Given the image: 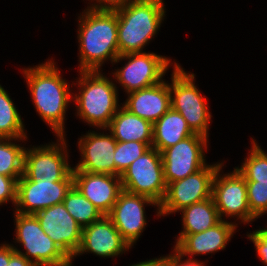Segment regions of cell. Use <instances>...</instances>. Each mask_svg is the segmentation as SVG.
I'll return each mask as SVG.
<instances>
[{"mask_svg":"<svg viewBox=\"0 0 267 266\" xmlns=\"http://www.w3.org/2000/svg\"><path fill=\"white\" fill-rule=\"evenodd\" d=\"M21 70L37 115L55 137L67 136L66 111L72 103L73 83L67 82L52 57Z\"/></svg>","mask_w":267,"mask_h":266,"instance_id":"1","label":"cell"},{"mask_svg":"<svg viewBox=\"0 0 267 266\" xmlns=\"http://www.w3.org/2000/svg\"><path fill=\"white\" fill-rule=\"evenodd\" d=\"M78 71L101 70L120 55L116 10L85 8L78 14Z\"/></svg>","mask_w":267,"mask_h":266,"instance_id":"2","label":"cell"},{"mask_svg":"<svg viewBox=\"0 0 267 266\" xmlns=\"http://www.w3.org/2000/svg\"><path fill=\"white\" fill-rule=\"evenodd\" d=\"M102 71H77L76 81H71L77 87L72 98L75 116L95 129L107 128L122 106L113 77Z\"/></svg>","mask_w":267,"mask_h":266,"instance_id":"3","label":"cell"},{"mask_svg":"<svg viewBox=\"0 0 267 266\" xmlns=\"http://www.w3.org/2000/svg\"><path fill=\"white\" fill-rule=\"evenodd\" d=\"M165 7L164 0H129L115 9L120 55L144 52L167 19Z\"/></svg>","mask_w":267,"mask_h":266,"instance_id":"4","label":"cell"},{"mask_svg":"<svg viewBox=\"0 0 267 266\" xmlns=\"http://www.w3.org/2000/svg\"><path fill=\"white\" fill-rule=\"evenodd\" d=\"M170 76L171 108L183 116L193 133L209 138L213 116L208 99L197 87L196 74L178 64Z\"/></svg>","mask_w":267,"mask_h":266,"instance_id":"5","label":"cell"},{"mask_svg":"<svg viewBox=\"0 0 267 266\" xmlns=\"http://www.w3.org/2000/svg\"><path fill=\"white\" fill-rule=\"evenodd\" d=\"M123 61L124 65L112 70L110 75H112L117 89L122 87L125 94L162 82L169 68L179 64L177 63L179 61H175V59L172 61L168 56L144 51L119 55L112 67L120 62L122 64Z\"/></svg>","mask_w":267,"mask_h":266,"instance_id":"6","label":"cell"},{"mask_svg":"<svg viewBox=\"0 0 267 266\" xmlns=\"http://www.w3.org/2000/svg\"><path fill=\"white\" fill-rule=\"evenodd\" d=\"M13 215L15 237L11 245L17 253L36 266H72L71 260L44 232L36 215L17 212Z\"/></svg>","mask_w":267,"mask_h":266,"instance_id":"7","label":"cell"},{"mask_svg":"<svg viewBox=\"0 0 267 266\" xmlns=\"http://www.w3.org/2000/svg\"><path fill=\"white\" fill-rule=\"evenodd\" d=\"M56 142L29 145L25 148L23 175L31 181H62L72 171L67 137H55ZM72 165V166H71Z\"/></svg>","mask_w":267,"mask_h":266,"instance_id":"8","label":"cell"},{"mask_svg":"<svg viewBox=\"0 0 267 266\" xmlns=\"http://www.w3.org/2000/svg\"><path fill=\"white\" fill-rule=\"evenodd\" d=\"M225 166L222 164L217 169L212 183V197L220 219L230 221L234 218L237 225L252 224L257 218L248 206L246 180L236 168L224 174L222 169Z\"/></svg>","mask_w":267,"mask_h":266,"instance_id":"9","label":"cell"},{"mask_svg":"<svg viewBox=\"0 0 267 266\" xmlns=\"http://www.w3.org/2000/svg\"><path fill=\"white\" fill-rule=\"evenodd\" d=\"M123 190L144 195L160 204L166 193L161 153L152 146L122 173Z\"/></svg>","mask_w":267,"mask_h":266,"instance_id":"10","label":"cell"},{"mask_svg":"<svg viewBox=\"0 0 267 266\" xmlns=\"http://www.w3.org/2000/svg\"><path fill=\"white\" fill-rule=\"evenodd\" d=\"M220 161V162H219ZM182 180L167 185L165 197L159 204V215L164 218L183 208L212 197V183L217 169L225 163L219 160Z\"/></svg>","mask_w":267,"mask_h":266,"instance_id":"11","label":"cell"},{"mask_svg":"<svg viewBox=\"0 0 267 266\" xmlns=\"http://www.w3.org/2000/svg\"><path fill=\"white\" fill-rule=\"evenodd\" d=\"M209 138L200 134L177 142L161 152L166 184L182 180L205 167Z\"/></svg>","mask_w":267,"mask_h":266,"instance_id":"12","label":"cell"},{"mask_svg":"<svg viewBox=\"0 0 267 266\" xmlns=\"http://www.w3.org/2000/svg\"><path fill=\"white\" fill-rule=\"evenodd\" d=\"M156 207L155 216L160 218L159 204L153 199L123 190L107 215L119 231L123 239L132 248L148 226L145 207Z\"/></svg>","mask_w":267,"mask_h":266,"instance_id":"13","label":"cell"},{"mask_svg":"<svg viewBox=\"0 0 267 266\" xmlns=\"http://www.w3.org/2000/svg\"><path fill=\"white\" fill-rule=\"evenodd\" d=\"M72 186V172L58 182L31 181L22 175L17 181V201L13 211L35 215L45 208L62 203Z\"/></svg>","mask_w":267,"mask_h":266,"instance_id":"14","label":"cell"},{"mask_svg":"<svg viewBox=\"0 0 267 266\" xmlns=\"http://www.w3.org/2000/svg\"><path fill=\"white\" fill-rule=\"evenodd\" d=\"M116 143L117 140L107 128H97L96 131L92 129L81 134L76 144L81 157L73 166V171L115 175Z\"/></svg>","mask_w":267,"mask_h":266,"instance_id":"15","label":"cell"},{"mask_svg":"<svg viewBox=\"0 0 267 266\" xmlns=\"http://www.w3.org/2000/svg\"><path fill=\"white\" fill-rule=\"evenodd\" d=\"M238 225L232 221L221 220L214 227L195 234H178L173 251L186 260L198 261V255H210L225 250L237 232ZM195 257V258H194Z\"/></svg>","mask_w":267,"mask_h":266,"instance_id":"16","label":"cell"},{"mask_svg":"<svg viewBox=\"0 0 267 266\" xmlns=\"http://www.w3.org/2000/svg\"><path fill=\"white\" fill-rule=\"evenodd\" d=\"M130 249L131 247L120 235L112 220L104 215L98 221L82 228L81 243L71 259V265L77 256L85 253H93L104 259H115Z\"/></svg>","mask_w":267,"mask_h":266,"instance_id":"17","label":"cell"},{"mask_svg":"<svg viewBox=\"0 0 267 266\" xmlns=\"http://www.w3.org/2000/svg\"><path fill=\"white\" fill-rule=\"evenodd\" d=\"M44 232L71 260L81 243L82 227L68 213L63 203L37 212Z\"/></svg>","mask_w":267,"mask_h":266,"instance_id":"18","label":"cell"},{"mask_svg":"<svg viewBox=\"0 0 267 266\" xmlns=\"http://www.w3.org/2000/svg\"><path fill=\"white\" fill-rule=\"evenodd\" d=\"M73 185L103 215H108L119 194L123 191L121 177L118 175L72 171Z\"/></svg>","mask_w":267,"mask_h":266,"instance_id":"19","label":"cell"},{"mask_svg":"<svg viewBox=\"0 0 267 266\" xmlns=\"http://www.w3.org/2000/svg\"><path fill=\"white\" fill-rule=\"evenodd\" d=\"M126 96L122 106L152 124L171 108L170 83L166 79L151 87L130 92Z\"/></svg>","mask_w":267,"mask_h":266,"instance_id":"20","label":"cell"},{"mask_svg":"<svg viewBox=\"0 0 267 266\" xmlns=\"http://www.w3.org/2000/svg\"><path fill=\"white\" fill-rule=\"evenodd\" d=\"M107 130L121 142L152 143L153 140V124L130 113L123 106L113 116Z\"/></svg>","mask_w":267,"mask_h":266,"instance_id":"21","label":"cell"},{"mask_svg":"<svg viewBox=\"0 0 267 266\" xmlns=\"http://www.w3.org/2000/svg\"><path fill=\"white\" fill-rule=\"evenodd\" d=\"M193 134L183 116L170 108L153 124L152 147L161 153Z\"/></svg>","mask_w":267,"mask_h":266,"instance_id":"22","label":"cell"},{"mask_svg":"<svg viewBox=\"0 0 267 266\" xmlns=\"http://www.w3.org/2000/svg\"><path fill=\"white\" fill-rule=\"evenodd\" d=\"M178 213L182 217V230L179 234L203 232L221 221L213 197L187 206Z\"/></svg>","mask_w":267,"mask_h":266,"instance_id":"23","label":"cell"},{"mask_svg":"<svg viewBox=\"0 0 267 266\" xmlns=\"http://www.w3.org/2000/svg\"><path fill=\"white\" fill-rule=\"evenodd\" d=\"M8 90L0 84V138H29L23 119Z\"/></svg>","mask_w":267,"mask_h":266,"instance_id":"24","label":"cell"},{"mask_svg":"<svg viewBox=\"0 0 267 266\" xmlns=\"http://www.w3.org/2000/svg\"><path fill=\"white\" fill-rule=\"evenodd\" d=\"M28 140L29 138H0V175L13 177L17 181L23 175L24 146Z\"/></svg>","mask_w":267,"mask_h":266,"instance_id":"25","label":"cell"},{"mask_svg":"<svg viewBox=\"0 0 267 266\" xmlns=\"http://www.w3.org/2000/svg\"><path fill=\"white\" fill-rule=\"evenodd\" d=\"M62 203L82 228L91 225L104 216L74 185L67 192Z\"/></svg>","mask_w":267,"mask_h":266,"instance_id":"26","label":"cell"},{"mask_svg":"<svg viewBox=\"0 0 267 266\" xmlns=\"http://www.w3.org/2000/svg\"><path fill=\"white\" fill-rule=\"evenodd\" d=\"M251 148L242 160L241 166L235 167L246 181L267 183V152L251 137Z\"/></svg>","mask_w":267,"mask_h":266,"instance_id":"27","label":"cell"},{"mask_svg":"<svg viewBox=\"0 0 267 266\" xmlns=\"http://www.w3.org/2000/svg\"><path fill=\"white\" fill-rule=\"evenodd\" d=\"M151 146L152 143L117 141L114 152L115 175L121 176L130 164L142 156Z\"/></svg>","mask_w":267,"mask_h":266,"instance_id":"28","label":"cell"},{"mask_svg":"<svg viewBox=\"0 0 267 266\" xmlns=\"http://www.w3.org/2000/svg\"><path fill=\"white\" fill-rule=\"evenodd\" d=\"M247 201L251 213L258 219L267 214V183L246 181Z\"/></svg>","mask_w":267,"mask_h":266,"instance_id":"29","label":"cell"},{"mask_svg":"<svg viewBox=\"0 0 267 266\" xmlns=\"http://www.w3.org/2000/svg\"><path fill=\"white\" fill-rule=\"evenodd\" d=\"M249 232L246 233L247 240L249 239L254 244L259 260L267 266V227L259 226V229Z\"/></svg>","mask_w":267,"mask_h":266,"instance_id":"30","label":"cell"},{"mask_svg":"<svg viewBox=\"0 0 267 266\" xmlns=\"http://www.w3.org/2000/svg\"><path fill=\"white\" fill-rule=\"evenodd\" d=\"M17 201V180L13 177L0 175V206L11 202L15 208Z\"/></svg>","mask_w":267,"mask_h":266,"instance_id":"31","label":"cell"},{"mask_svg":"<svg viewBox=\"0 0 267 266\" xmlns=\"http://www.w3.org/2000/svg\"><path fill=\"white\" fill-rule=\"evenodd\" d=\"M209 261H191L186 260L180 257L177 253L173 250L171 253L167 254V266H207L206 264Z\"/></svg>","mask_w":267,"mask_h":266,"instance_id":"32","label":"cell"},{"mask_svg":"<svg viewBox=\"0 0 267 266\" xmlns=\"http://www.w3.org/2000/svg\"><path fill=\"white\" fill-rule=\"evenodd\" d=\"M90 9H107L114 10L118 7L123 6L129 0H87ZM91 2V3H90Z\"/></svg>","mask_w":267,"mask_h":266,"instance_id":"33","label":"cell"},{"mask_svg":"<svg viewBox=\"0 0 267 266\" xmlns=\"http://www.w3.org/2000/svg\"><path fill=\"white\" fill-rule=\"evenodd\" d=\"M8 266H36L22 254L17 253L10 242V259Z\"/></svg>","mask_w":267,"mask_h":266,"instance_id":"34","label":"cell"},{"mask_svg":"<svg viewBox=\"0 0 267 266\" xmlns=\"http://www.w3.org/2000/svg\"><path fill=\"white\" fill-rule=\"evenodd\" d=\"M129 266H167V255L146 259L145 261H140L134 264L132 263Z\"/></svg>","mask_w":267,"mask_h":266,"instance_id":"35","label":"cell"},{"mask_svg":"<svg viewBox=\"0 0 267 266\" xmlns=\"http://www.w3.org/2000/svg\"><path fill=\"white\" fill-rule=\"evenodd\" d=\"M10 259V243L0 244V266H8Z\"/></svg>","mask_w":267,"mask_h":266,"instance_id":"36","label":"cell"}]
</instances>
